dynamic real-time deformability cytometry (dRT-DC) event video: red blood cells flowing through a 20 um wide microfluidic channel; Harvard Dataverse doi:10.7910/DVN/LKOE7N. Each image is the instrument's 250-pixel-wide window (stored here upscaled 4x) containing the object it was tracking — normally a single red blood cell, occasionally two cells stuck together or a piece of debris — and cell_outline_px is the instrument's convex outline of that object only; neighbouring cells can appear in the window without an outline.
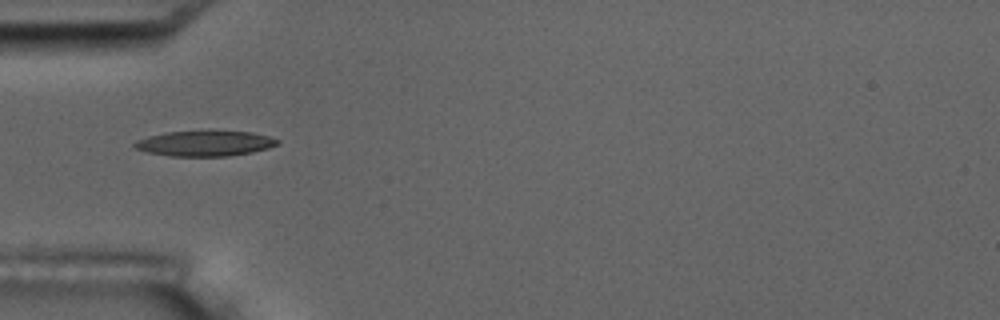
{"species": "common noctule bat (a hibernating species)", "species_latin": "Nyctalus noctula", "temperature_condition": "room temperature", "stored_images_in_passage": 5, "camera_frame_rate_fps": 3000, "um_per_image_px": 0.085, "animal": {"sex": "male", "body_mass_g": 17.5, "forearm_length_mm": 52.3}, "frame": {"image": 1, "passage_image": 1, "time_ms": 0.0, "image_size_px": [1000, 320], "cell_outline_px": [[280, 144], [268, 148], [252, 152], [228, 156], [168, 156], [148, 152], [136, 148], [132, 144], [136, 140], [148, 136], [164, 132], [252, 132], [268, 136], [280, 140]], "centroid_in_image_um": [17.41, 12.2], "position_along_channel_um": 67.6, "area_um2": 20.87}}
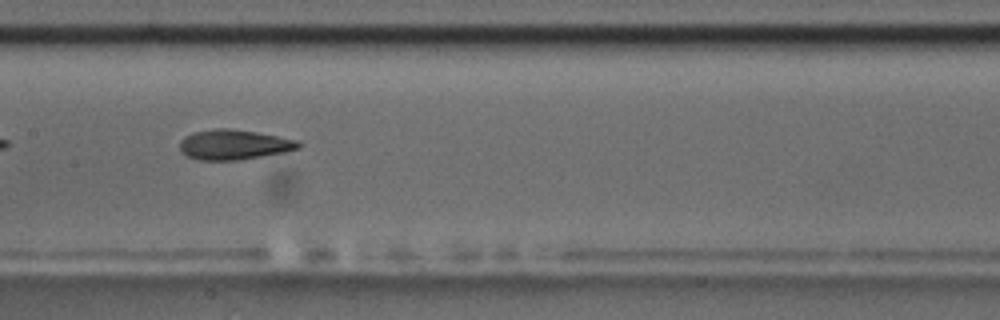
{"frame": {"image": 2, "passage_image": 4, "time_ms": 3.333, "image_size_px": [1000, 320], "cell_outline_px": [[300, 148], [284, 152], [236, 160], [196, 160], [180, 152], [180, 140], [184, 136], [192, 132], [216, 128], [228, 128], [256, 132], [300, 140]], "centroid_in_image_um": [19.85, 12.29], "position_along_channel_um": 187.5, "area_um2": 20.81}}